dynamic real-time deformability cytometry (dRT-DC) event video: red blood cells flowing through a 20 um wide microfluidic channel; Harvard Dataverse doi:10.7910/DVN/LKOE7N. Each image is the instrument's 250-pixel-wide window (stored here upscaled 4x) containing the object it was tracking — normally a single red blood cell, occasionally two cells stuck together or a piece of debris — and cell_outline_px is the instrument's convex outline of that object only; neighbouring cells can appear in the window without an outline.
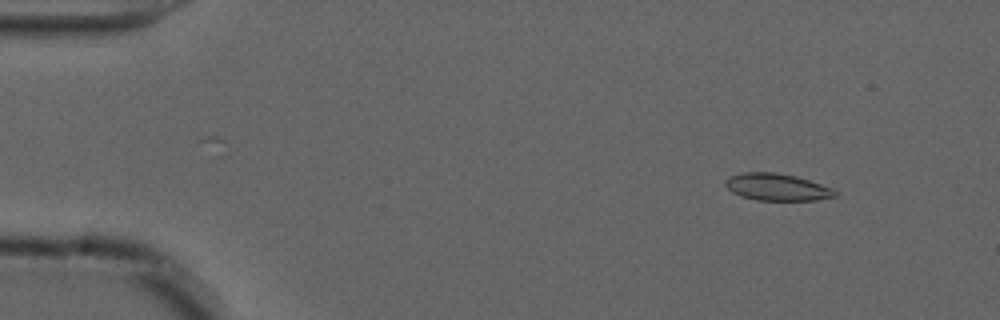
{"species": "common noctule bat (a hibernating species)", "species_latin": "Nyctalus noctula", "temperature_condition": "cold", "stored_images_in_passage": 54, "camera_frame_rate_fps": 3000, "um_per_image_px": 0.085, "animal": {"sex": "male", "forearm_length_mm": 52.5}, "frame": {"image": 1, "passage_image": 5, "time_ms": 1.333, "image_size_px": [1000, 320], "cell_outline_px": [[836, 196], [816, 200], [756, 200], [740, 196], [732, 192], [724, 184], [724, 180], [728, 176], [740, 172], [772, 172], [796, 176], [832, 188], [836, 192]], "centroid_in_image_um": [65.98, 15.89], "position_along_channel_um": 19.0, "area_um2": 17.28}}
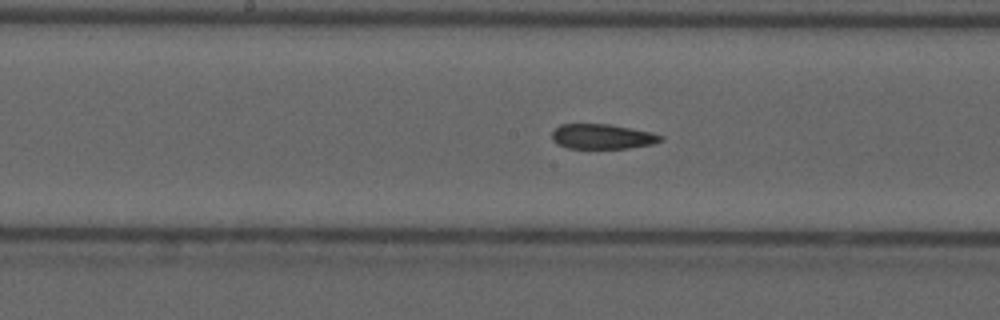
{"frame": {"image": 2, "passage_image": 27, "time_ms": 8.667, "image_size_px": [1000, 320], "cell_outline_px": [[664, 140], [652, 144], [628, 148], [568, 148], [556, 144], [552, 140], [552, 132], [560, 124], [608, 124], [652, 132], [664, 136]], "centroid_in_image_um": [51.2, 11.6], "position_along_channel_um": 197.0, "area_um2": 15.84}}
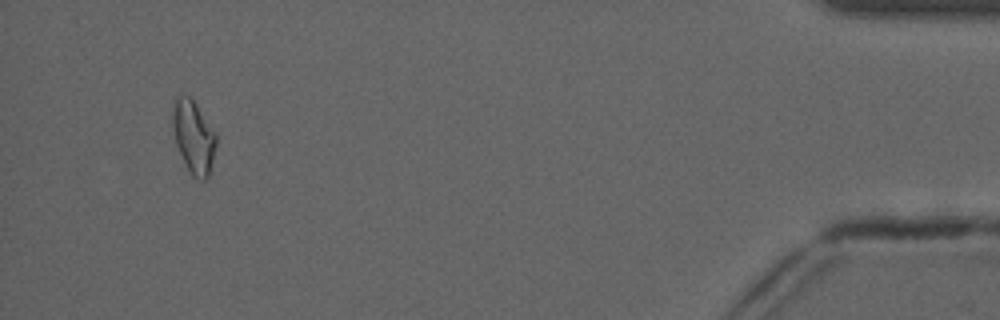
{"frame": {"image": 3, "passage_image": 51, "time_ms": 16.667, "image_size_px": [1000, 320], "cell_outline_px": [[216, 144], [208, 176], [204, 180], [200, 180], [192, 176], [176, 144], [172, 124], [172, 112], [176, 100], [180, 96], [188, 96], [192, 100], [216, 132]], "centroid_in_image_um": [16.46, 11.65], "position_along_channel_um": 418.7, "area_um2": 17.86}, "authors_computed_cell_mechanics": {"area_um2": 17.34, "velocity_mm_per_s": 3.7076, "shape_relaxation_time_tau1_ms": null, "shape_relaxation_time_tau2_ms": 4.2998, "deformation_change_tau1": null, "deformation_change_tau2": 0.105}}